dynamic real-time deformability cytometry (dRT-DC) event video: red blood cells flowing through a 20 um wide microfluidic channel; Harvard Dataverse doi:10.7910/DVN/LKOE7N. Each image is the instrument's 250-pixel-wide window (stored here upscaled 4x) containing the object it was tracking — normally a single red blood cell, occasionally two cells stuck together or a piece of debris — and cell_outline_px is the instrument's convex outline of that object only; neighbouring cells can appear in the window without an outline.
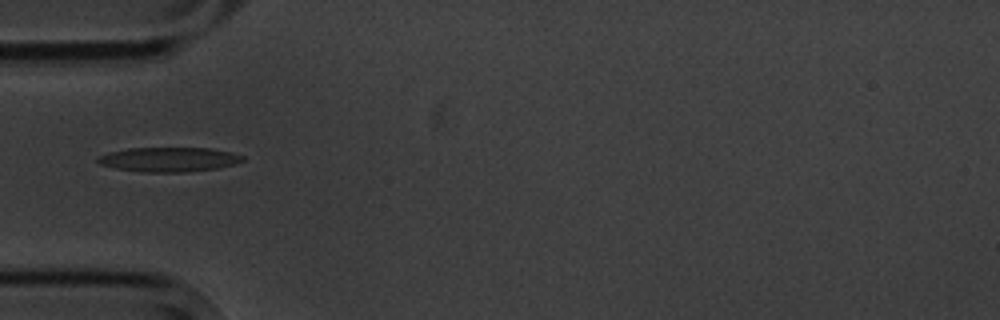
{"species": "common noctule bat (a hibernating species)", "species_latin": "Nyctalus noctula", "temperature_condition": "cold", "stored_images_in_passage": 5, "camera_frame_rate_fps": 3000, "um_per_image_px": 0.085, "animal": {"sex": "male", "body_mass_g": 20.1, "forearm_length_mm": 53.5}, "frame": {"image": 1, "passage_image": 1, "time_ms": 0.0, "image_size_px": [1000, 320], "cell_outline_px": [[244, 160], [236, 164], [220, 168], [188, 172], [140, 172], [112, 168], [100, 164], [96, 160], [96, 156], [108, 152], [128, 148], [212, 148], [244, 156]], "centroid_in_image_um": [14.32, 13.56], "position_along_channel_um": 70.7, "area_um2": 20.98}}
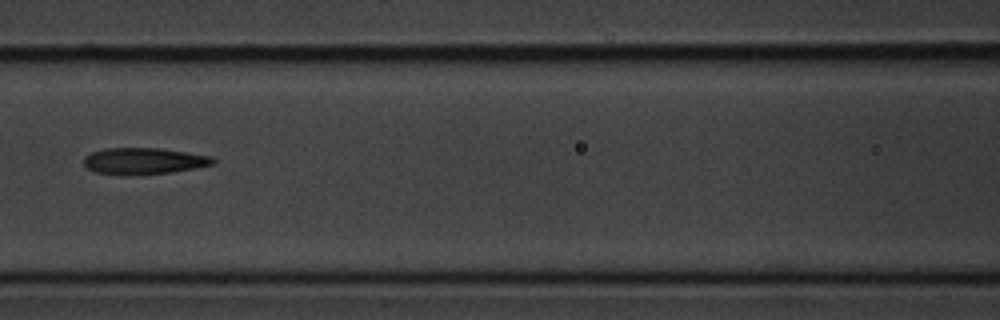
{"frame": {"image": 2, "passage_image": 3, "time_ms": 2.333, "image_size_px": [1000, 320], "cell_outline_px": [[216, 164], [196, 168], [172, 172], [96, 172], [88, 168], [84, 164], [84, 156], [92, 152], [104, 148], [160, 148], [188, 152], [212, 156], [216, 160]], "centroid_in_image_um": [12.32, 13.63], "position_along_channel_um": 154.3, "area_um2": 19.13}}
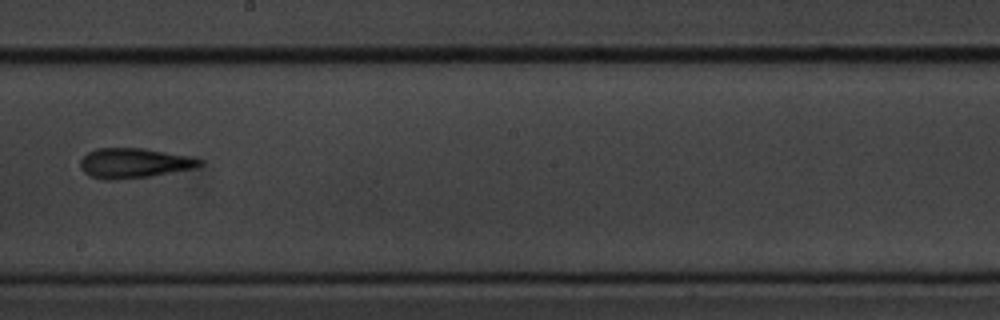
{"frame": {"image": 3, "passage_image": 5, "time_ms": 4.667, "image_size_px": [1000, 320], "cell_outline_px": [[204, 164], [192, 168], [148, 176], [108, 180], [92, 176], [84, 172], [80, 168], [80, 160], [88, 152], [96, 148], [144, 148], [192, 156], [204, 160]], "centroid_in_image_um": [11.41, 13.84], "position_along_channel_um": 236.8, "area_um2": 20.63}}